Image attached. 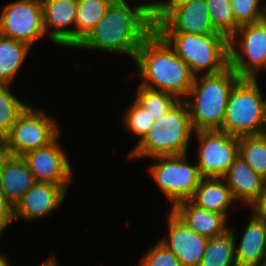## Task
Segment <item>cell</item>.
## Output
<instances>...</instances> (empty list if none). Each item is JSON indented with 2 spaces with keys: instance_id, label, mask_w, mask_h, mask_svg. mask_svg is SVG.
I'll return each mask as SVG.
<instances>
[{
  "instance_id": "6da1fadb",
  "label": "cell",
  "mask_w": 266,
  "mask_h": 266,
  "mask_svg": "<svg viewBox=\"0 0 266 266\" xmlns=\"http://www.w3.org/2000/svg\"><path fill=\"white\" fill-rule=\"evenodd\" d=\"M136 1L141 3L130 7L126 0H114L99 23L75 48L123 53L134 61L138 48L154 30L149 2Z\"/></svg>"
},
{
  "instance_id": "7a4b0ae2",
  "label": "cell",
  "mask_w": 266,
  "mask_h": 266,
  "mask_svg": "<svg viewBox=\"0 0 266 266\" xmlns=\"http://www.w3.org/2000/svg\"><path fill=\"white\" fill-rule=\"evenodd\" d=\"M134 64L142 79L140 85L174 95L178 100L187 98L195 75L156 30L138 48Z\"/></svg>"
},
{
  "instance_id": "3957f363",
  "label": "cell",
  "mask_w": 266,
  "mask_h": 266,
  "mask_svg": "<svg viewBox=\"0 0 266 266\" xmlns=\"http://www.w3.org/2000/svg\"><path fill=\"white\" fill-rule=\"evenodd\" d=\"M239 79L230 66L219 73L194 77L184 99L194 131L222 129L229 93Z\"/></svg>"
},
{
  "instance_id": "277c9868",
  "label": "cell",
  "mask_w": 266,
  "mask_h": 266,
  "mask_svg": "<svg viewBox=\"0 0 266 266\" xmlns=\"http://www.w3.org/2000/svg\"><path fill=\"white\" fill-rule=\"evenodd\" d=\"M194 129L188 106L179 100L161 118L154 120L144 138L128 154L129 158H144L188 153Z\"/></svg>"
},
{
  "instance_id": "5b68a950",
  "label": "cell",
  "mask_w": 266,
  "mask_h": 266,
  "mask_svg": "<svg viewBox=\"0 0 266 266\" xmlns=\"http://www.w3.org/2000/svg\"><path fill=\"white\" fill-rule=\"evenodd\" d=\"M197 76L229 66L228 39L222 34L159 33Z\"/></svg>"
},
{
  "instance_id": "8992f818",
  "label": "cell",
  "mask_w": 266,
  "mask_h": 266,
  "mask_svg": "<svg viewBox=\"0 0 266 266\" xmlns=\"http://www.w3.org/2000/svg\"><path fill=\"white\" fill-rule=\"evenodd\" d=\"M257 79L240 78L229 93L221 131L232 136L263 133L264 96Z\"/></svg>"
},
{
  "instance_id": "52a82bcc",
  "label": "cell",
  "mask_w": 266,
  "mask_h": 266,
  "mask_svg": "<svg viewBox=\"0 0 266 266\" xmlns=\"http://www.w3.org/2000/svg\"><path fill=\"white\" fill-rule=\"evenodd\" d=\"M58 121L29 105L2 140V153L22 157L25 153L48 146L59 135Z\"/></svg>"
},
{
  "instance_id": "ba28073f",
  "label": "cell",
  "mask_w": 266,
  "mask_h": 266,
  "mask_svg": "<svg viewBox=\"0 0 266 266\" xmlns=\"http://www.w3.org/2000/svg\"><path fill=\"white\" fill-rule=\"evenodd\" d=\"M229 66L240 78L258 79L266 69V18L241 25L228 39Z\"/></svg>"
},
{
  "instance_id": "9c48e42d",
  "label": "cell",
  "mask_w": 266,
  "mask_h": 266,
  "mask_svg": "<svg viewBox=\"0 0 266 266\" xmlns=\"http://www.w3.org/2000/svg\"><path fill=\"white\" fill-rule=\"evenodd\" d=\"M188 154L156 156L157 163L150 168V174L165 197L176 204L190 200L199 185L201 176L197 164H189Z\"/></svg>"
},
{
  "instance_id": "30bf717a",
  "label": "cell",
  "mask_w": 266,
  "mask_h": 266,
  "mask_svg": "<svg viewBox=\"0 0 266 266\" xmlns=\"http://www.w3.org/2000/svg\"><path fill=\"white\" fill-rule=\"evenodd\" d=\"M199 142L198 166L201 178H222L239 154V137L221 130L194 131Z\"/></svg>"
},
{
  "instance_id": "8fae6325",
  "label": "cell",
  "mask_w": 266,
  "mask_h": 266,
  "mask_svg": "<svg viewBox=\"0 0 266 266\" xmlns=\"http://www.w3.org/2000/svg\"><path fill=\"white\" fill-rule=\"evenodd\" d=\"M0 35L33 44L46 35L41 0L7 3L0 14Z\"/></svg>"
},
{
  "instance_id": "7c38bea8",
  "label": "cell",
  "mask_w": 266,
  "mask_h": 266,
  "mask_svg": "<svg viewBox=\"0 0 266 266\" xmlns=\"http://www.w3.org/2000/svg\"><path fill=\"white\" fill-rule=\"evenodd\" d=\"M60 135L48 146L25 153L26 162L36 182H49L62 185L66 190L72 182L73 170L67 153L59 143Z\"/></svg>"
},
{
  "instance_id": "4fadbf2b",
  "label": "cell",
  "mask_w": 266,
  "mask_h": 266,
  "mask_svg": "<svg viewBox=\"0 0 266 266\" xmlns=\"http://www.w3.org/2000/svg\"><path fill=\"white\" fill-rule=\"evenodd\" d=\"M158 33L220 34L214 31L206 0H190L169 12L155 27Z\"/></svg>"
},
{
  "instance_id": "5bb4252c",
  "label": "cell",
  "mask_w": 266,
  "mask_h": 266,
  "mask_svg": "<svg viewBox=\"0 0 266 266\" xmlns=\"http://www.w3.org/2000/svg\"><path fill=\"white\" fill-rule=\"evenodd\" d=\"M167 227L168 234L159 242L175 254L182 266H199L209 238L188 228L171 211Z\"/></svg>"
},
{
  "instance_id": "9a60e30c",
  "label": "cell",
  "mask_w": 266,
  "mask_h": 266,
  "mask_svg": "<svg viewBox=\"0 0 266 266\" xmlns=\"http://www.w3.org/2000/svg\"><path fill=\"white\" fill-rule=\"evenodd\" d=\"M41 4L44 29L50 41L57 46L75 48L77 0H41ZM70 26L74 28H67Z\"/></svg>"
},
{
  "instance_id": "2e32d148",
  "label": "cell",
  "mask_w": 266,
  "mask_h": 266,
  "mask_svg": "<svg viewBox=\"0 0 266 266\" xmlns=\"http://www.w3.org/2000/svg\"><path fill=\"white\" fill-rule=\"evenodd\" d=\"M67 190L62 185L35 182L13 208L14 220L20 218L31 222L51 214L62 204Z\"/></svg>"
},
{
  "instance_id": "e0dca14e",
  "label": "cell",
  "mask_w": 266,
  "mask_h": 266,
  "mask_svg": "<svg viewBox=\"0 0 266 266\" xmlns=\"http://www.w3.org/2000/svg\"><path fill=\"white\" fill-rule=\"evenodd\" d=\"M35 182L22 157L0 154V189L13 208Z\"/></svg>"
},
{
  "instance_id": "ac0fdd59",
  "label": "cell",
  "mask_w": 266,
  "mask_h": 266,
  "mask_svg": "<svg viewBox=\"0 0 266 266\" xmlns=\"http://www.w3.org/2000/svg\"><path fill=\"white\" fill-rule=\"evenodd\" d=\"M170 211L188 228L207 238L220 236L229 230L224 215L200 208L190 200L176 204Z\"/></svg>"
},
{
  "instance_id": "d6986e66",
  "label": "cell",
  "mask_w": 266,
  "mask_h": 266,
  "mask_svg": "<svg viewBox=\"0 0 266 266\" xmlns=\"http://www.w3.org/2000/svg\"><path fill=\"white\" fill-rule=\"evenodd\" d=\"M222 178L231 189L235 201H242L247 206L258 198L266 186V179L254 172L239 155Z\"/></svg>"
},
{
  "instance_id": "ffe728a7",
  "label": "cell",
  "mask_w": 266,
  "mask_h": 266,
  "mask_svg": "<svg viewBox=\"0 0 266 266\" xmlns=\"http://www.w3.org/2000/svg\"><path fill=\"white\" fill-rule=\"evenodd\" d=\"M244 228L239 245L234 234L237 266H259L266 258V223L251 214Z\"/></svg>"
},
{
  "instance_id": "44dd1931",
  "label": "cell",
  "mask_w": 266,
  "mask_h": 266,
  "mask_svg": "<svg viewBox=\"0 0 266 266\" xmlns=\"http://www.w3.org/2000/svg\"><path fill=\"white\" fill-rule=\"evenodd\" d=\"M190 201L203 209L228 218V209L235 199L223 178H201Z\"/></svg>"
},
{
  "instance_id": "7402d4cb",
  "label": "cell",
  "mask_w": 266,
  "mask_h": 266,
  "mask_svg": "<svg viewBox=\"0 0 266 266\" xmlns=\"http://www.w3.org/2000/svg\"><path fill=\"white\" fill-rule=\"evenodd\" d=\"M32 47L0 35V85H11Z\"/></svg>"
},
{
  "instance_id": "603a6c76",
  "label": "cell",
  "mask_w": 266,
  "mask_h": 266,
  "mask_svg": "<svg viewBox=\"0 0 266 266\" xmlns=\"http://www.w3.org/2000/svg\"><path fill=\"white\" fill-rule=\"evenodd\" d=\"M234 232L230 226L224 234L209 238L199 266H237Z\"/></svg>"
},
{
  "instance_id": "cb8c5ba5",
  "label": "cell",
  "mask_w": 266,
  "mask_h": 266,
  "mask_svg": "<svg viewBox=\"0 0 266 266\" xmlns=\"http://www.w3.org/2000/svg\"><path fill=\"white\" fill-rule=\"evenodd\" d=\"M114 0H77L75 47L99 23Z\"/></svg>"
},
{
  "instance_id": "d4e9b609",
  "label": "cell",
  "mask_w": 266,
  "mask_h": 266,
  "mask_svg": "<svg viewBox=\"0 0 266 266\" xmlns=\"http://www.w3.org/2000/svg\"><path fill=\"white\" fill-rule=\"evenodd\" d=\"M238 155L266 179V137L263 134L239 137Z\"/></svg>"
},
{
  "instance_id": "484cf974",
  "label": "cell",
  "mask_w": 266,
  "mask_h": 266,
  "mask_svg": "<svg viewBox=\"0 0 266 266\" xmlns=\"http://www.w3.org/2000/svg\"><path fill=\"white\" fill-rule=\"evenodd\" d=\"M28 106L11 93L10 85H0V138L2 140Z\"/></svg>"
},
{
  "instance_id": "4316f807",
  "label": "cell",
  "mask_w": 266,
  "mask_h": 266,
  "mask_svg": "<svg viewBox=\"0 0 266 266\" xmlns=\"http://www.w3.org/2000/svg\"><path fill=\"white\" fill-rule=\"evenodd\" d=\"M206 3L214 31L229 39L239 27L230 0H206Z\"/></svg>"
},
{
  "instance_id": "83f0119b",
  "label": "cell",
  "mask_w": 266,
  "mask_h": 266,
  "mask_svg": "<svg viewBox=\"0 0 266 266\" xmlns=\"http://www.w3.org/2000/svg\"><path fill=\"white\" fill-rule=\"evenodd\" d=\"M136 98H134L142 107L148 110V113L154 117L161 118L172 106L179 100L171 94L163 91L138 86Z\"/></svg>"
},
{
  "instance_id": "f1b7e54d",
  "label": "cell",
  "mask_w": 266,
  "mask_h": 266,
  "mask_svg": "<svg viewBox=\"0 0 266 266\" xmlns=\"http://www.w3.org/2000/svg\"><path fill=\"white\" fill-rule=\"evenodd\" d=\"M128 107L124 115V126L134 136H138L140 142L147 134L148 130L154 126V117L148 113L136 100Z\"/></svg>"
},
{
  "instance_id": "f546056e",
  "label": "cell",
  "mask_w": 266,
  "mask_h": 266,
  "mask_svg": "<svg viewBox=\"0 0 266 266\" xmlns=\"http://www.w3.org/2000/svg\"><path fill=\"white\" fill-rule=\"evenodd\" d=\"M262 0H230L235 22L241 26L257 23L266 18V4L261 6ZM262 7V8H261Z\"/></svg>"
},
{
  "instance_id": "4dcf8cb0",
  "label": "cell",
  "mask_w": 266,
  "mask_h": 266,
  "mask_svg": "<svg viewBox=\"0 0 266 266\" xmlns=\"http://www.w3.org/2000/svg\"><path fill=\"white\" fill-rule=\"evenodd\" d=\"M138 266H182L175 254L159 241L143 255Z\"/></svg>"
},
{
  "instance_id": "1f68e13d",
  "label": "cell",
  "mask_w": 266,
  "mask_h": 266,
  "mask_svg": "<svg viewBox=\"0 0 266 266\" xmlns=\"http://www.w3.org/2000/svg\"><path fill=\"white\" fill-rule=\"evenodd\" d=\"M189 1L190 0H163L157 2L154 0H150V18L153 27H155L173 9Z\"/></svg>"
},
{
  "instance_id": "d6a6232c",
  "label": "cell",
  "mask_w": 266,
  "mask_h": 266,
  "mask_svg": "<svg viewBox=\"0 0 266 266\" xmlns=\"http://www.w3.org/2000/svg\"><path fill=\"white\" fill-rule=\"evenodd\" d=\"M13 221V207L8 203L0 189V236Z\"/></svg>"
},
{
  "instance_id": "836d02e7",
  "label": "cell",
  "mask_w": 266,
  "mask_h": 266,
  "mask_svg": "<svg viewBox=\"0 0 266 266\" xmlns=\"http://www.w3.org/2000/svg\"><path fill=\"white\" fill-rule=\"evenodd\" d=\"M250 208L256 218L266 223V186Z\"/></svg>"
},
{
  "instance_id": "e575fe53",
  "label": "cell",
  "mask_w": 266,
  "mask_h": 266,
  "mask_svg": "<svg viewBox=\"0 0 266 266\" xmlns=\"http://www.w3.org/2000/svg\"><path fill=\"white\" fill-rule=\"evenodd\" d=\"M39 266H58L55 256L45 259Z\"/></svg>"
},
{
  "instance_id": "d590c367",
  "label": "cell",
  "mask_w": 266,
  "mask_h": 266,
  "mask_svg": "<svg viewBox=\"0 0 266 266\" xmlns=\"http://www.w3.org/2000/svg\"><path fill=\"white\" fill-rule=\"evenodd\" d=\"M263 101H264V114H265V119H266V98L263 99Z\"/></svg>"
},
{
  "instance_id": "8d00e7d4",
  "label": "cell",
  "mask_w": 266,
  "mask_h": 266,
  "mask_svg": "<svg viewBox=\"0 0 266 266\" xmlns=\"http://www.w3.org/2000/svg\"><path fill=\"white\" fill-rule=\"evenodd\" d=\"M259 266H266V258L259 264Z\"/></svg>"
},
{
  "instance_id": "74e56055",
  "label": "cell",
  "mask_w": 266,
  "mask_h": 266,
  "mask_svg": "<svg viewBox=\"0 0 266 266\" xmlns=\"http://www.w3.org/2000/svg\"><path fill=\"white\" fill-rule=\"evenodd\" d=\"M262 134L266 137V122H265L264 130H263V133Z\"/></svg>"
},
{
  "instance_id": "f35d334b",
  "label": "cell",
  "mask_w": 266,
  "mask_h": 266,
  "mask_svg": "<svg viewBox=\"0 0 266 266\" xmlns=\"http://www.w3.org/2000/svg\"><path fill=\"white\" fill-rule=\"evenodd\" d=\"M2 153V139L0 138V154Z\"/></svg>"
}]
</instances>
